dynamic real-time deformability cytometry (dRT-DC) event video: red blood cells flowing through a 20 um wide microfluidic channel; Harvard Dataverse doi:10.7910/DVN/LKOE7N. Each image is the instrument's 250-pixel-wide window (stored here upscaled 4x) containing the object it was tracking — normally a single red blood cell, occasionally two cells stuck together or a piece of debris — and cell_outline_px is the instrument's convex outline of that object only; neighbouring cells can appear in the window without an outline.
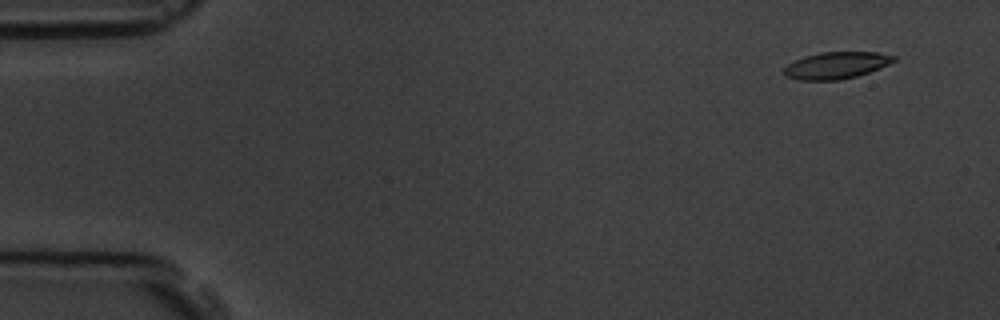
{"species": "common noctule bat (a hibernating species)", "species_latin": "Nyctalus noctula", "temperature_condition": "room temperature", "stored_images_in_passage": 5, "camera_frame_rate_fps": 3000, "um_per_image_px": 0.085, "animal": {"sex": "male", "body_mass_g": 19.5, "forearm_length_mm": 54.6}, "frame": {"image": 1, "passage_image": 1, "time_ms": 0.0, "image_size_px": [1000, 320], "cell_outline_px": [[896, 60], [880, 68], [856, 76], [840, 80], [800, 80], [784, 76], [780, 72], [788, 64], [804, 56], [820, 52], [876, 52], [896, 56]], "centroid_in_image_um": [71.04, 5.56], "position_along_channel_um": 14.0, "area_um2": 17.22}}
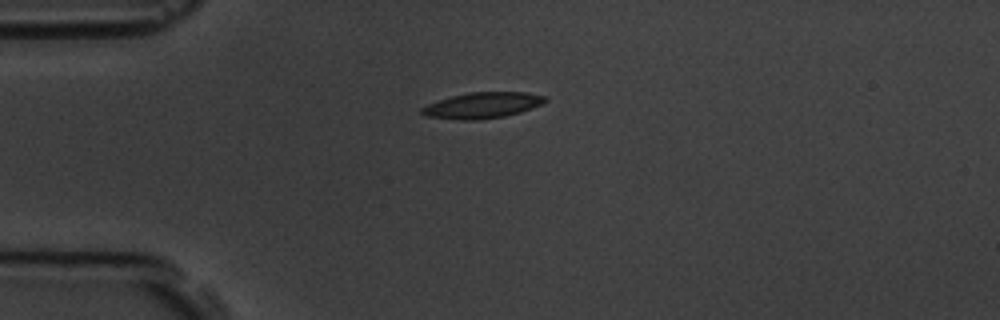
{"frame": {"image": 2, "passage_image": 4, "time_ms": 3.333, "image_size_px": [1000, 320], "cell_outline_px": [[548, 100], [532, 108], [520, 112], [504, 116], [480, 120], [460, 120], [424, 116], [420, 112], [420, 108], [428, 104], [452, 96], [468, 92], [528, 92], [548, 96]], "centroid_in_image_um": [41.01, 8.95], "position_along_channel_um": 44.0, "area_um2": 18.73}}